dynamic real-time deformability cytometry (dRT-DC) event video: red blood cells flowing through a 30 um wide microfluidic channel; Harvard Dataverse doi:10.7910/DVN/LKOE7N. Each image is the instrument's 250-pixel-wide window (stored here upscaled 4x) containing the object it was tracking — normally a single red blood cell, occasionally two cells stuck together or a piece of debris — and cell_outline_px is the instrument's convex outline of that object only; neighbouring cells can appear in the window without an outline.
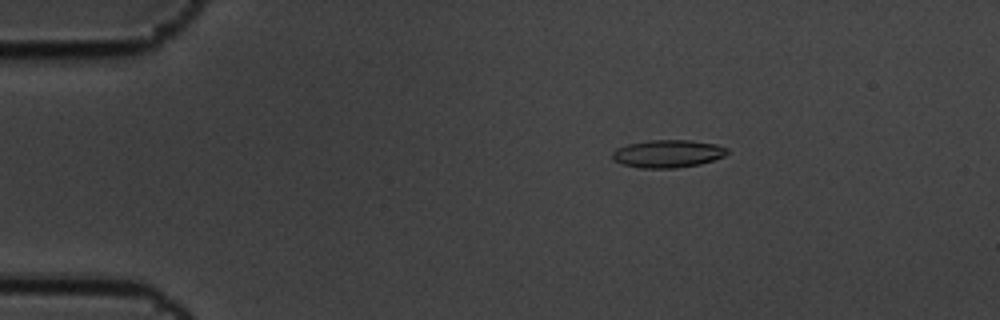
{"species": "common noctule bat (a hibernating species)", "species_latin": "Nyctalus noctula", "temperature_condition": "cold", "stored_images_in_passage": 50, "camera_frame_rate_fps": 3000, "um_per_image_px": 0.085, "animal": {"sex": "male", "body_mass_g": 19.5, "forearm_length_mm": 54.6}, "frame": {"image": 1, "passage_image": 2, "time_ms": 0.333, "image_size_px": [1000, 320], "cell_outline_px": [[728, 152], [724, 156], [700, 164], [676, 168], [640, 168], [620, 164], [612, 160], [612, 152], [616, 148], [628, 144], [648, 140], [688, 140], [716, 144], [728, 148]], "centroid_in_image_um": [56.72, 13.07], "position_along_channel_um": 28.3, "area_um2": 18.67}}
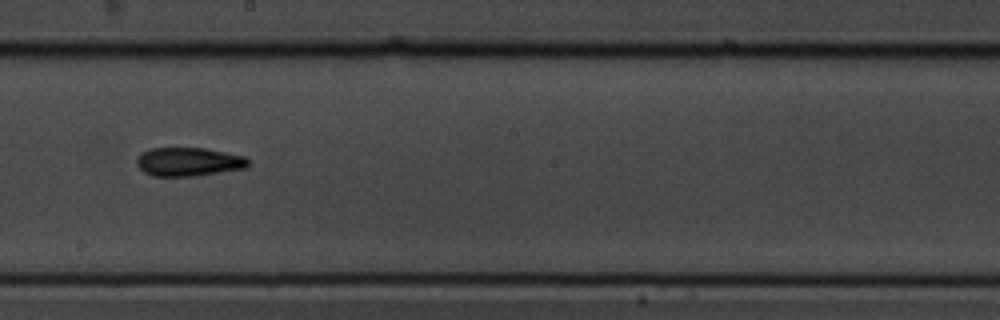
{"frame": {"image": 2, "passage_image": 25, "time_ms": 8.0, "image_size_px": [1000, 320], "cell_outline_px": [[248, 168], [196, 176], [152, 176], [144, 172], [136, 164], [136, 160], [140, 152], [152, 148], [204, 148], [244, 156], [248, 160]], "centroid_in_image_um": [16.01, 13.76], "position_along_channel_um": 232.2, "area_um2": 18.73}}
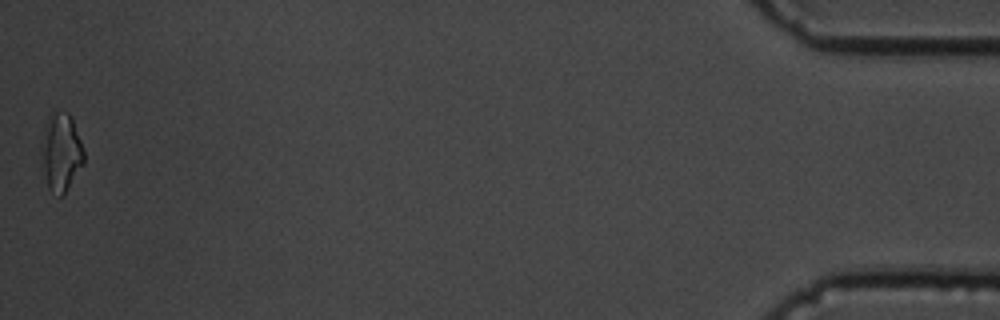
{"frame": {"image": 3, "passage_image": 50, "time_ms": 16.333, "image_size_px": [1000, 320], "cell_outline_px": [[84, 164], [64, 192], [60, 196], [48, 188], [44, 172], [40, 144], [40, 140], [48, 116], [56, 112], [68, 112], [72, 116], [84, 152]], "centroid_in_image_um": [5.18, 12.89], "position_along_channel_um": 430.0, "area_um2": 19.13}, "authors_computed_cell_mechanics": {"area_um2": 18.1492, "velocity_mm_per_s": 3.4584, "shape_relaxation_time_tau1_ms": 4.9913, "shape_relaxation_time_tau2_ms": 4.0394, "deformation_change_tau1": 0.1352, "deformation_change_tau2": 0.1204}}